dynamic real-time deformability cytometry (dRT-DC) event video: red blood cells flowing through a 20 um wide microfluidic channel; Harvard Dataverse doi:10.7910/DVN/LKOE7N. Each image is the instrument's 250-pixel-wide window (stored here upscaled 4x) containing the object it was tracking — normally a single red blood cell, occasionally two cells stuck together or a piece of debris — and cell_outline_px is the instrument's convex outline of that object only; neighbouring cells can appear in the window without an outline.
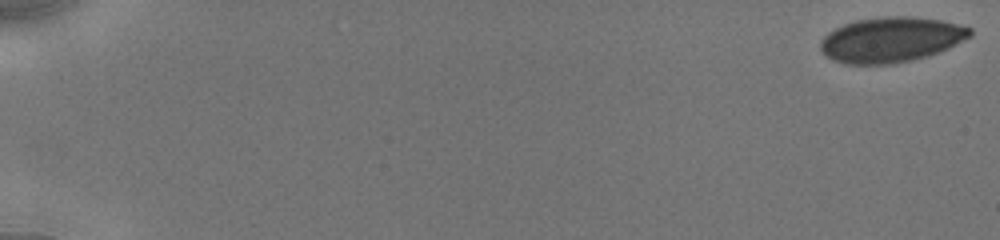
{"species": "human", "species_latin": "Homo sapiens", "temperature_condition": "cold", "stored_images_in_passage": 26, "camera_frame_rate_fps": 3000, "um_per_image_px": 0.085, "donor": {"sex": "male"}, "frame": {"image": 1, "passage_image": 1, "time_ms": 0.0, "image_size_px": [1000, 240], "cell_outline_px": [[972, 36], [948, 48], [928, 56], [912, 60], [892, 64], [844, 64], [832, 60], [824, 56], [820, 48], [820, 40], [828, 32], [844, 24], [856, 20], [880, 16], [908, 16], [940, 20], [972, 28]], "centroid_in_image_um": [75.71, 3.38], "position_along_channel_um": 9.3, "area_um2": 39.59}}
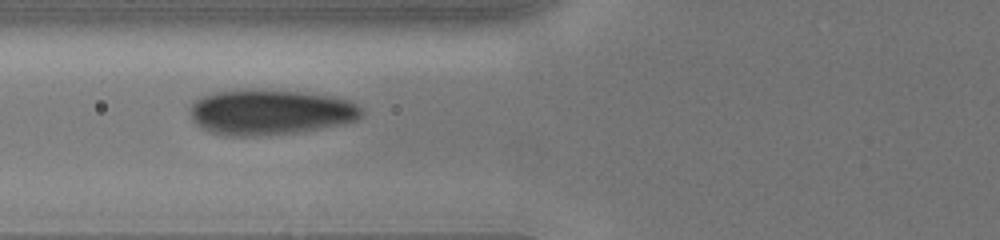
{"frame": {"image": 2, "passage_image": 14, "time_ms": 7.333, "image_size_px": [1000, 240], "cell_outline_px": [[364, 112], [356, 120], [344, 124], [296, 132], [256, 136], [224, 136], [208, 132], [200, 128], [192, 120], [192, 104], [196, 100], [212, 92], [236, 88], [264, 88], [308, 92], [332, 96], [348, 100], [364, 108]], "centroid_in_image_um": [22.96, 9.5], "position_along_channel_um": 102.8, "area_um2": 46.3}}
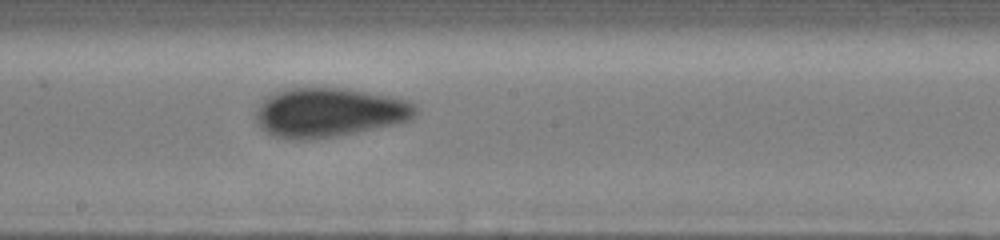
{"frame": {"image": 3, "passage_image": 26, "time_ms": 10.333, "image_size_px": [1000, 240], "cell_outline_px": [[416, 116], [408, 120], [396, 124], [336, 136], [304, 140], [296, 140], [272, 136], [260, 128], [256, 120], [256, 108], [268, 96], [276, 92], [288, 88], [348, 88], [396, 96], [408, 100], [416, 104]], "centroid_in_image_um": [28.0, 9.55], "position_along_channel_um": 220.2, "area_um2": 46.18}}